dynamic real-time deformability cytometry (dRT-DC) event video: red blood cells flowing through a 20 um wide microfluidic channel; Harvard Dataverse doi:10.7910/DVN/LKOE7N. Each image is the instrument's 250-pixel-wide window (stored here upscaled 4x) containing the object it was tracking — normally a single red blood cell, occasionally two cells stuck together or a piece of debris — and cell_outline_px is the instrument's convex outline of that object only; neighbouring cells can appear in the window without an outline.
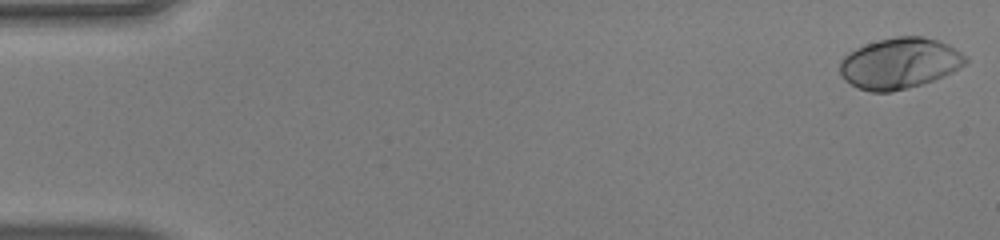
{"species": "human", "species_latin": "Homo sapiens", "temperature_condition": "warm", "stored_images_in_passage": 50, "camera_frame_rate_fps": 3000, "um_per_image_px": 0.085, "donor": {"sex": "male"}, "frame": {"image": 1, "passage_image": 1, "time_ms": 0.0, "image_size_px": [1000, 240], "cell_outline_px": [[968, 60], [964, 64], [952, 72], [944, 76], [908, 88], [892, 92], [872, 92], [860, 88], [844, 80], [840, 72], [840, 60], [848, 52], [856, 48], [880, 40], [896, 36], [924, 36], [948, 44], [968, 56]], "centroid_in_image_um": [76.47, 5.38], "position_along_channel_um": 8.5, "area_um2": 37.11}}
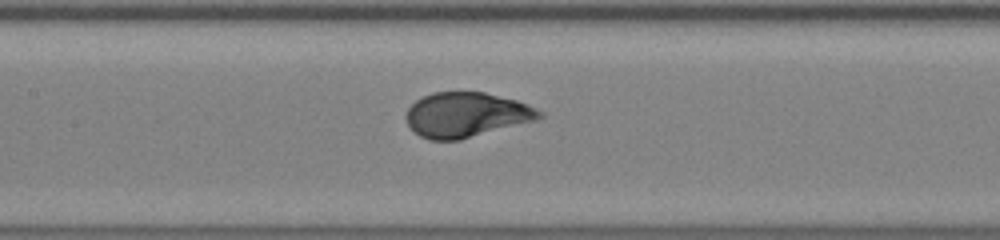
{"frame": {"image": 2, "passage_image": 24, "time_ms": 7.667, "image_size_px": [1000, 240], "cell_outline_px": [[544, 116], [536, 120], [460, 140], [428, 140], [420, 136], [408, 124], [404, 116], [408, 108], [416, 100], [432, 92], [484, 92], [516, 100], [528, 104], [544, 112]], "centroid_in_image_um": [39.64, 9.76], "position_along_channel_um": 167.8, "area_um2": 34.85}}
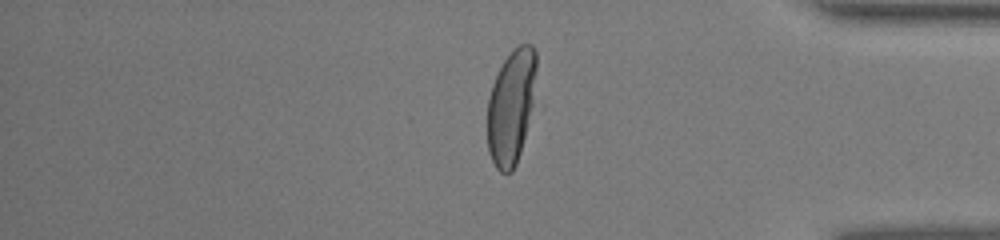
{"frame": {"image": 3, "passage_image": 42, "time_ms": 13.667, "image_size_px": [1000, 240], "cell_outline_px": [[536, 68], [532, 104], [520, 152], [516, 164], [512, 172], [500, 172], [496, 168], [488, 152], [488, 100], [492, 84], [504, 60], [520, 44], [532, 44], [536, 52]], "centroid_in_image_um": [43.43, 9.07], "position_along_channel_um": 391.8, "area_um2": 31.96}}